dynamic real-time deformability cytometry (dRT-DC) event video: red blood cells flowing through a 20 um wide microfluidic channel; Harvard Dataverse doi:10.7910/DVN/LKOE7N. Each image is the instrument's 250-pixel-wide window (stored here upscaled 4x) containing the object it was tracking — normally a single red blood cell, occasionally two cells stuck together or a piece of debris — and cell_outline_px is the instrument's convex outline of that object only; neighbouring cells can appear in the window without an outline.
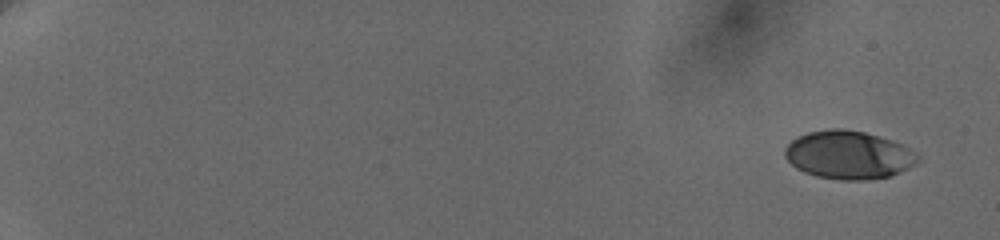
{"species": "human", "species_latin": "Homo sapiens", "temperature_condition": "cold", "stored_images_in_passage": 16, "camera_frame_rate_fps": 3000, "um_per_image_px": 0.085, "donor": {"sex": "female"}, "frame": {"image": 1, "passage_image": 1, "time_ms": 0.0, "image_size_px": [1000, 240], "cell_outline_px": [[920, 160], [916, 164], [892, 176], [864, 180], [840, 180], [816, 176], [804, 172], [796, 168], [784, 156], [784, 148], [796, 136], [808, 132], [828, 128], [840, 128], [864, 132], [900, 144], [916, 152], [920, 156]], "centroid_in_image_um": [72.11, 13.17], "position_along_channel_um": 12.9, "area_um2": 37.4}}
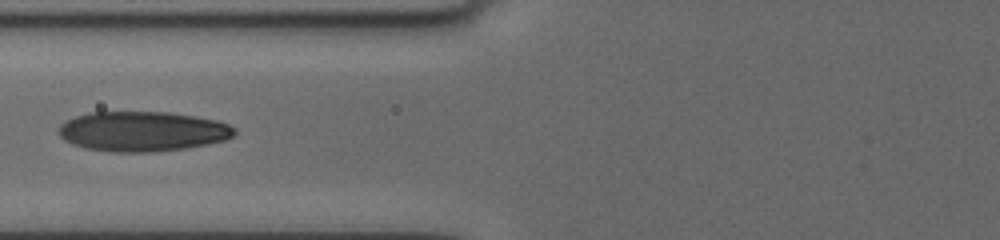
{"frame": {"image": 2, "passage_image": 10, "time_ms": 8.333, "image_size_px": [1000, 240], "cell_outline_px": [[236, 132], [232, 136], [224, 140], [208, 144], [184, 148], [152, 152], [112, 152], [84, 148], [72, 144], [64, 140], [60, 136], [60, 124], [76, 116], [88, 112], [168, 112], [216, 120], [228, 124], [236, 128]], "centroid_in_image_um": [12.1, 11.17], "position_along_channel_um": 113.7, "area_um2": 40.81}}
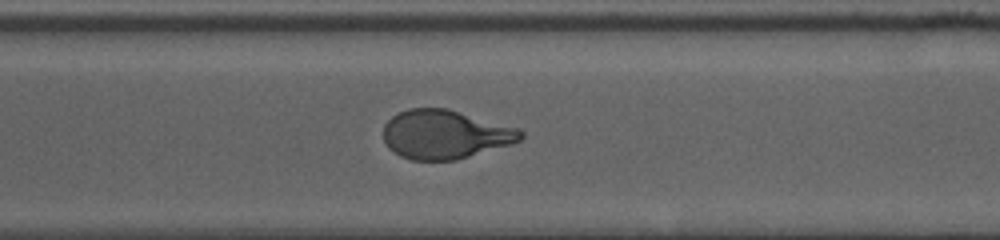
{"frame": {"image": 3, "passage_image": 16, "time_ms": 14.333, "image_size_px": [1000, 240], "cell_outline_px": [[524, 136], [520, 140], [512, 144], [456, 160], [412, 160], [400, 156], [388, 148], [384, 140], [384, 124], [392, 116], [408, 108], [448, 108], [516, 128], [524, 132]], "centroid_in_image_um": [37.81, 11.43], "position_along_channel_um": 332.8, "area_um2": 39.02}}